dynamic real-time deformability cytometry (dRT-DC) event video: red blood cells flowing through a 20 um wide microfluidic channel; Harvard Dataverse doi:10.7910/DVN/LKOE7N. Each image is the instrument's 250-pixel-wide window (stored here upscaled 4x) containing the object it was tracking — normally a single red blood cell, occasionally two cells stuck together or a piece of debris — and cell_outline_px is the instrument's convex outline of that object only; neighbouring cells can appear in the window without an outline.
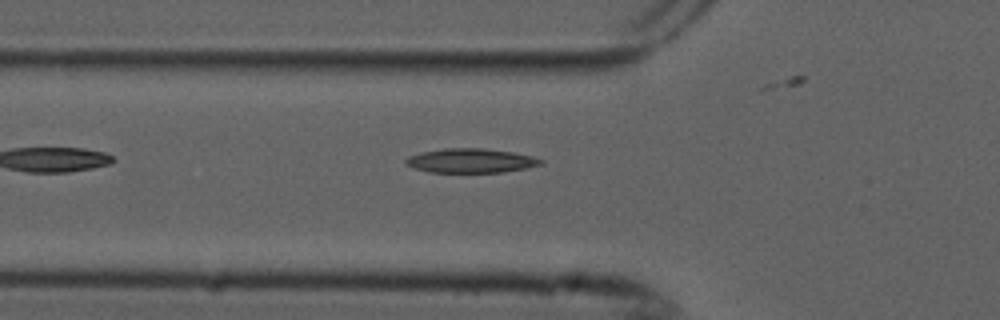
{"species": "common noctule bat (a hibernating species)", "species_latin": "Nyctalus noctula", "temperature_condition": "cold", "stored_images_in_passage": 6, "camera_frame_rate_fps": 3000, "um_per_image_px": 0.085, "animal": {"sex": "male", "forearm_length_mm": 52.5}, "frame": {"image": 1, "passage_image": 6, "time_ms": 1.667, "image_size_px": [1000, 320], "cell_outline_px": [[544, 164], [504, 172], [428, 172], [404, 164], [404, 160], [408, 156], [424, 152], [444, 148], [484, 148], [512, 152], [532, 156], [544, 160]], "centroid_in_image_um": [40.02, 13.65], "position_along_channel_um": 85.8, "area_um2": 19.02}}